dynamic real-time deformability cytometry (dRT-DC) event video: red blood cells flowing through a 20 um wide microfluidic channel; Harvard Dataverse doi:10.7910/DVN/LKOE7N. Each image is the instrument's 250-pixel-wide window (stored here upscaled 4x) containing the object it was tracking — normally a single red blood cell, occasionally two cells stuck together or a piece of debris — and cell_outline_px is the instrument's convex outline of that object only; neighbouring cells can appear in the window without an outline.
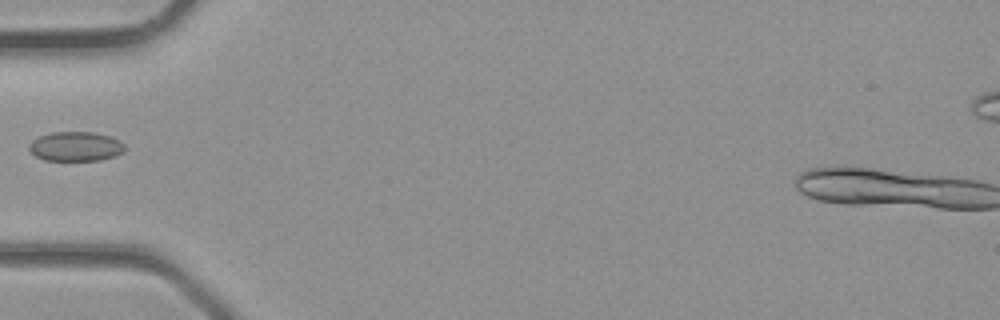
{"species": "common noctule bat (a hibernating species)", "species_latin": "Nyctalus noctula", "temperature_condition": "room temperature", "stored_images_in_passage": 4, "camera_frame_rate_fps": 3000, "um_per_image_px": 0.085, "animal": {"sex": "male", "body_mass_g": 23.1, "forearm_length_mm": 52.7}, "frame": {"image": 1, "passage_image": 4, "time_ms": 1.0, "image_size_px": [1000, 320], "cell_outline_px": [[124, 152], [116, 156], [100, 160], [44, 160], [36, 156], [28, 148], [28, 144], [32, 140], [40, 136], [52, 132], [92, 132], [108, 136], [120, 140], [124, 144]], "centroid_in_image_um": [6.43, 12.45], "position_along_channel_um": 78.6, "area_um2": 16.42}}